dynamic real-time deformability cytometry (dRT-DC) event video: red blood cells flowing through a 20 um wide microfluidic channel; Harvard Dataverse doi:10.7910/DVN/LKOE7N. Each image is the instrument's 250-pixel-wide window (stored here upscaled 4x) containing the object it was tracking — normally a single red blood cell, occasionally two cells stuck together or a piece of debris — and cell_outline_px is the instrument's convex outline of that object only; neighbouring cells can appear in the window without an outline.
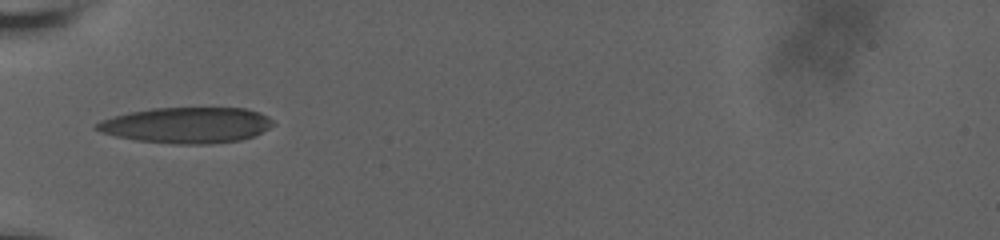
{"species": "human", "species_latin": "Homo sapiens", "temperature_condition": "room temperature", "stored_images_in_passage": 38, "camera_frame_rate_fps": 3000, "um_per_image_px": 0.085, "donor": {"sex": "male"}, "frame": {"image": 1, "passage_image": 1, "time_ms": 0.0, "image_size_px": [1000, 240], "cell_outline_px": [[276, 124], [252, 136], [240, 140], [208, 144], [176, 144], [136, 140], [116, 136], [100, 132], [92, 128], [100, 120], [112, 116], [128, 112], [152, 108], [244, 108], [260, 112], [268, 116]], "centroid_in_image_um": [15.84, 10.63], "position_along_channel_um": 69.2, "area_um2": 36.93}}
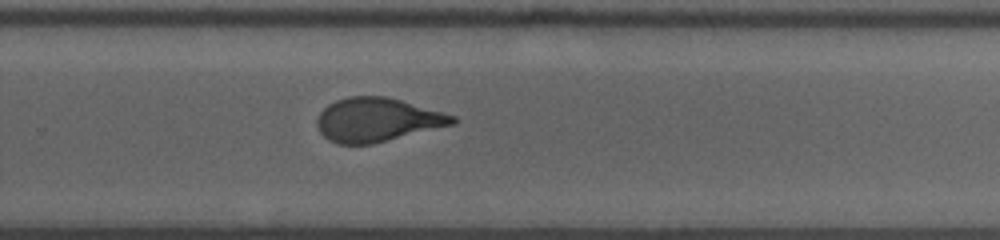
{"frame": {"image": 2, "passage_image": 20, "time_ms": 6.333, "image_size_px": [1000, 240], "cell_outline_px": [[456, 120], [452, 124], [372, 144], [336, 144], [328, 140], [320, 132], [316, 124], [316, 120], [320, 112], [328, 104], [336, 100], [348, 96], [388, 96], [456, 116]], "centroid_in_image_um": [32.0, 10.17], "position_along_channel_um": 297.8, "area_um2": 34.39}}
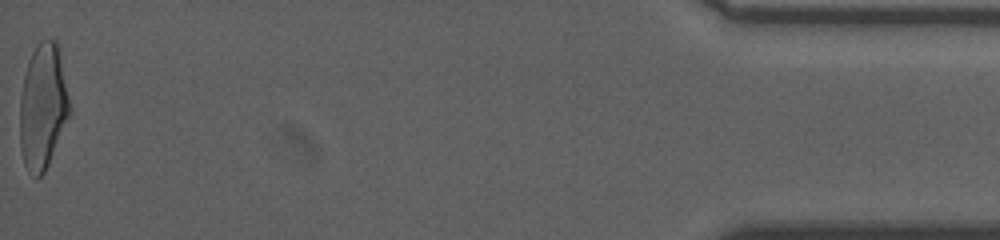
{"frame": {"image": 3, "passage_image": 38, "time_ms": 12.333, "image_size_px": [1000, 240], "cell_outline_px": [[68, 116], [48, 164], [44, 172], [36, 180], [28, 172], [24, 164], [20, 148], [20, 100], [24, 76], [28, 60], [36, 44], [40, 40], [56, 40], [68, 100]], "centroid_in_image_um": [3.58, 9.1], "position_along_channel_um": 431.6, "area_um2": 35.37}, "authors_computed_cell_mechanics": {"area_um2": 35.3736, "velocity_mm_per_s": 3.6597, "shape_relaxation_time_tau1_ms": 6.585, "shape_relaxation_time_tau2_ms": 1.2098, "deformation_change_tau1": 0.2198, "deformation_change_tau2": 0.0921}}